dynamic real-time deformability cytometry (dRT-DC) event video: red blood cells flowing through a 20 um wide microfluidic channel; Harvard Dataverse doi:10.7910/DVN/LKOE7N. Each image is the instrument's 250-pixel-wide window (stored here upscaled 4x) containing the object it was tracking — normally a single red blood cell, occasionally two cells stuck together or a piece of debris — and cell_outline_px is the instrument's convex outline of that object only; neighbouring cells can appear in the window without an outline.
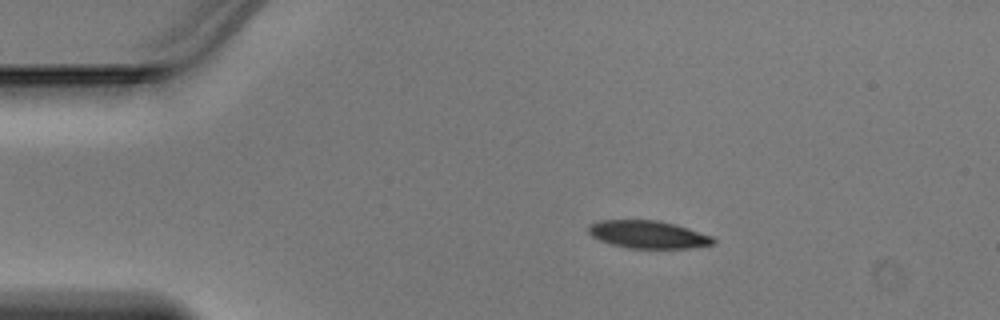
{"species": "Egyptian fruit bat (a non-hibernating species)", "species_latin": "Rousettus aegyptiacus", "temperature_condition": "warm", "stored_images_in_passage": 46, "camera_frame_rate_fps": 3000, "um_per_image_px": 0.085, "animal": {"sex": "male"}, "frame": {"image": 1, "passage_image": 8, "time_ms": 2.333, "image_size_px": [1000, 320], "cell_outline_px": [[716, 244], [688, 248], [628, 248], [612, 244], [600, 240], [592, 236], [588, 232], [588, 224], [600, 220], [656, 220], [676, 224], [712, 236], [716, 240]], "centroid_in_image_um": [55.09, 19.93], "position_along_channel_um": 29.9, "area_um2": 20.17}}
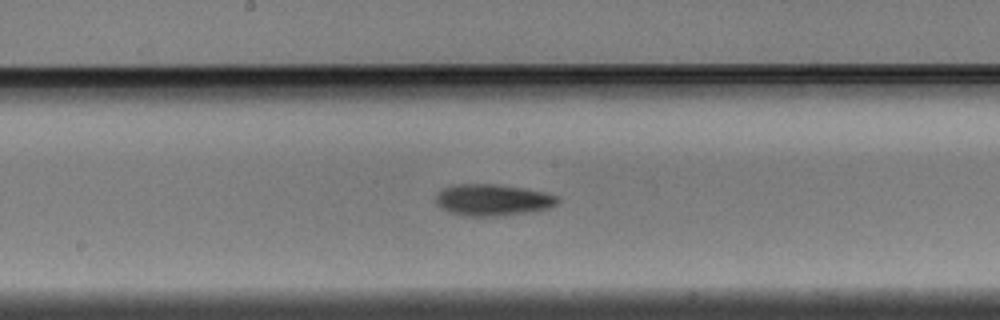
{"frame": {"image": 2, "passage_image": 24, "time_ms": 7.667, "image_size_px": [1000, 320], "cell_outline_px": [[560, 200], [556, 204], [548, 208], [528, 212], [496, 216], [464, 216], [440, 208], [436, 204], [436, 192], [440, 188], [452, 184], [496, 184], [524, 188], [544, 192], [556, 196]], "centroid_in_image_um": [41.81, 16.98], "position_along_channel_um": 206.4, "area_um2": 22.48}}
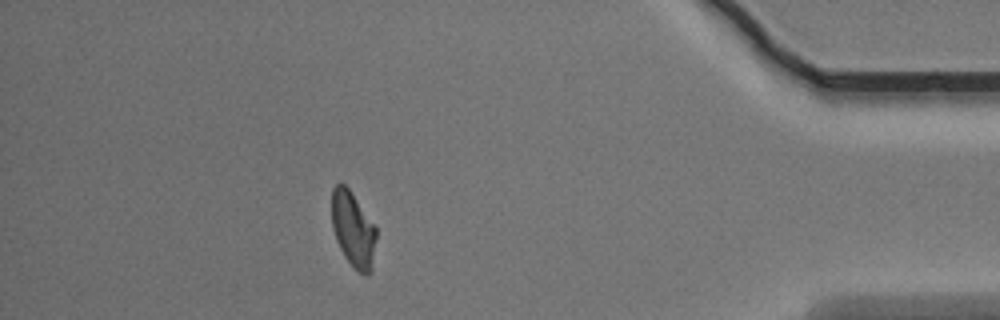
{"frame": {"image": 3, "passage_image": 41, "time_ms": 13.333, "image_size_px": [1000, 320], "cell_outline_px": [[376, 236], [372, 268], [368, 276], [364, 276], [352, 268], [344, 256], [336, 240], [332, 228], [332, 188], [340, 180], [348, 188], [376, 228]], "centroid_in_image_um": [30.0, 19.53], "position_along_channel_um": 405.2, "area_um2": 19.59}}